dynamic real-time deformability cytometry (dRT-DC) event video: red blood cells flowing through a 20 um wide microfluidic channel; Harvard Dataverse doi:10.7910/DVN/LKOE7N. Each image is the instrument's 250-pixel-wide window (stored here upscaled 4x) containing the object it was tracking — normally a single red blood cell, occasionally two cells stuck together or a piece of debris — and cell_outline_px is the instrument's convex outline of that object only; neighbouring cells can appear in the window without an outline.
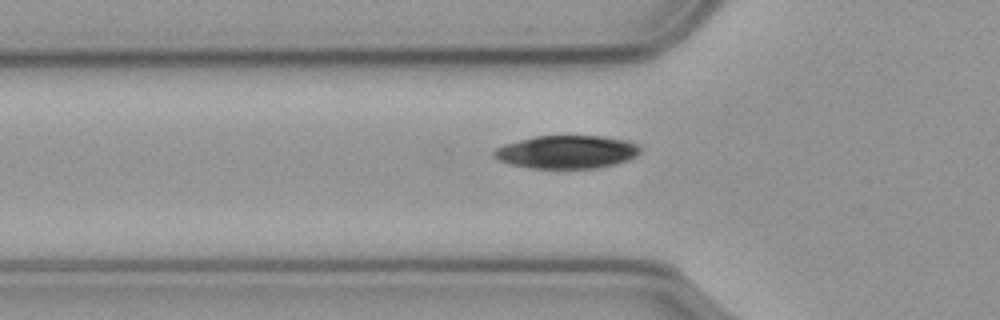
{"species": "common noctule bat (a hibernating species)", "species_latin": "Nyctalus noctula", "temperature_condition": "cold", "stored_images_in_passage": 38, "camera_frame_rate_fps": 3000, "um_per_image_px": 0.085, "animal": {"sex": "male", "body_mass_g": 23.1, "forearm_length_mm": 52.7}, "frame": {"image": 1, "passage_image": 6, "time_ms": 1.667, "image_size_px": [1000, 320], "cell_outline_px": [[640, 152], [636, 156], [628, 160], [596, 168], [532, 168], [512, 164], [500, 160], [492, 156], [492, 152], [496, 148], [504, 144], [536, 136], [604, 136], [628, 140], [636, 144], [640, 148]], "centroid_in_image_um": [48.18, 12.91], "position_along_channel_um": 77.6, "area_um2": 28.03}}
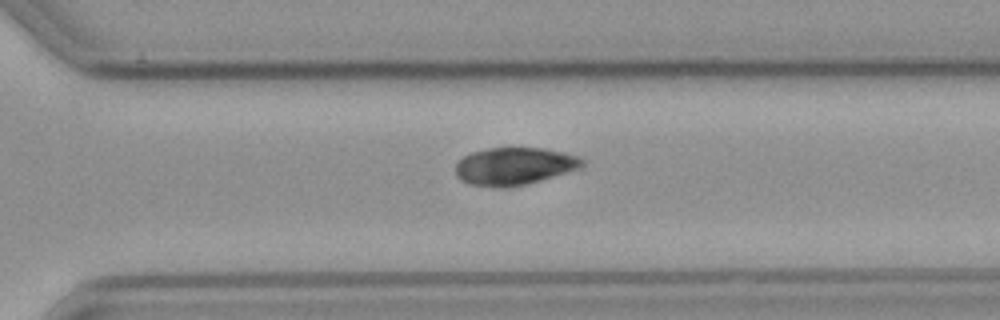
{"frame": {"image": 2, "passage_image": 27, "time_ms": 8.667, "image_size_px": [1000, 320], "cell_outline_px": [[584, 164], [580, 168], [540, 180], [508, 188], [496, 188], [468, 184], [460, 180], [456, 176], [456, 164], [464, 156], [472, 152], [488, 148], [544, 148], [564, 152], [580, 156], [584, 160]], "centroid_in_image_um": [43.7, 14.13], "position_along_channel_um": 326.9, "area_um2": 27.8}}
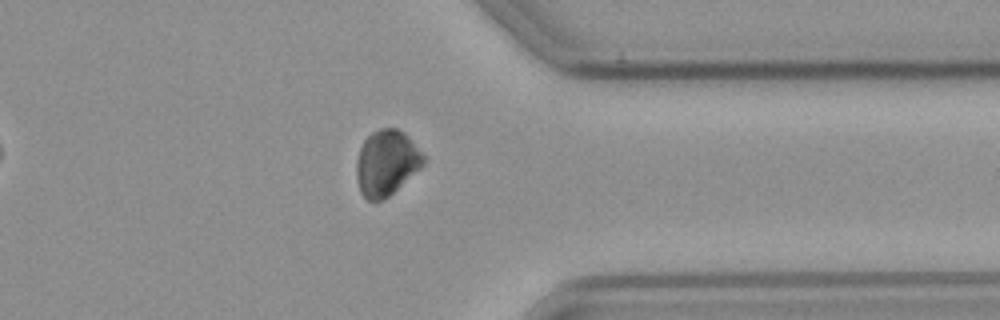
{"frame": {"image": 3, "passage_image": 32, "time_ms": 10.333, "image_size_px": [1000, 320], "cell_outline_px": [[424, 164], [420, 168], [388, 196], [380, 200], [368, 200], [360, 192], [356, 176], [356, 160], [360, 148], [364, 140], [372, 132], [380, 128], [396, 128], [404, 132], [408, 136], [424, 156]], "centroid_in_image_um": [32.82, 13.82], "position_along_channel_um": 378.6, "area_um2": 25.26}, "authors_computed_cell_mechanics": {"area_um2": 28.4087, "velocity_mm_per_s": 3.5472, "shape_relaxation_time_tau1_ms": 5.2746, "shape_relaxation_time_tau2_ms": null, "deformation_change_tau1": 0.0993, "deformation_change_tau2": null}}